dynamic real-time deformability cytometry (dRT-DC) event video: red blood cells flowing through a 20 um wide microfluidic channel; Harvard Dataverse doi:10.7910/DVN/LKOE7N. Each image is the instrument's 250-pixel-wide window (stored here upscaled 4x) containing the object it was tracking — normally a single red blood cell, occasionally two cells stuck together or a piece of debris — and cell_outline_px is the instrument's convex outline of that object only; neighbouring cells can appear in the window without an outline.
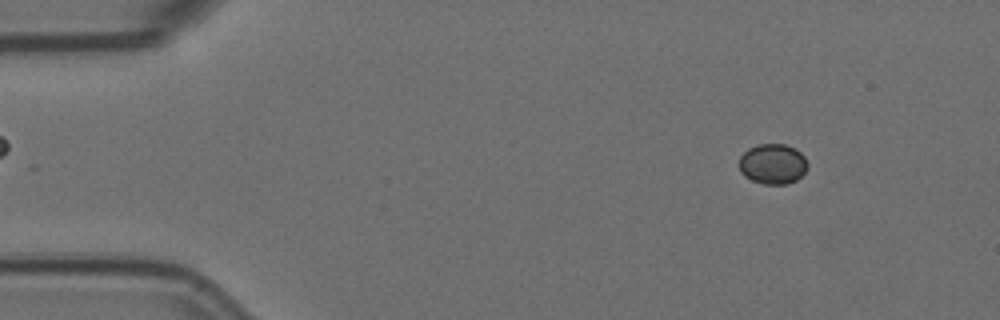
{"species": "Egyptian fruit bat (a non-hibernating species)", "species_latin": "Rousettus aegyptiacus", "temperature_condition": "room temperature", "stored_images_in_passage": 54, "camera_frame_rate_fps": 3000, "um_per_image_px": 0.085, "animal": {"sex": "female"}, "frame": {"image": 1, "passage_image": 4, "time_ms": 1.0, "image_size_px": [1000, 320], "cell_outline_px": [[808, 168], [796, 180], [788, 184], [764, 184], [752, 180], [744, 176], [740, 172], [740, 156], [748, 148], [756, 144], [784, 144], [796, 148], [804, 156], [808, 164]], "centroid_in_image_um": [65.69, 13.93], "position_along_channel_um": 19.3, "area_um2": 16.18}}
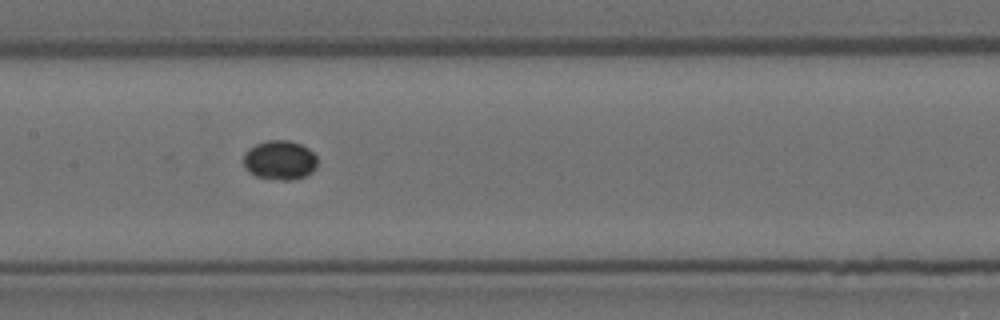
{"frame": {"image": 2, "passage_image": 25, "time_ms": 8.0, "image_size_px": [1000, 320], "cell_outline_px": [[316, 168], [312, 172], [304, 176], [292, 180], [280, 180], [256, 176], [248, 172], [244, 168], [244, 152], [248, 148], [256, 144], [268, 140], [288, 140], [300, 144], [308, 148], [316, 156]], "centroid_in_image_um": [23.76, 13.61], "position_along_channel_um": 183.6, "area_um2": 16.99}}
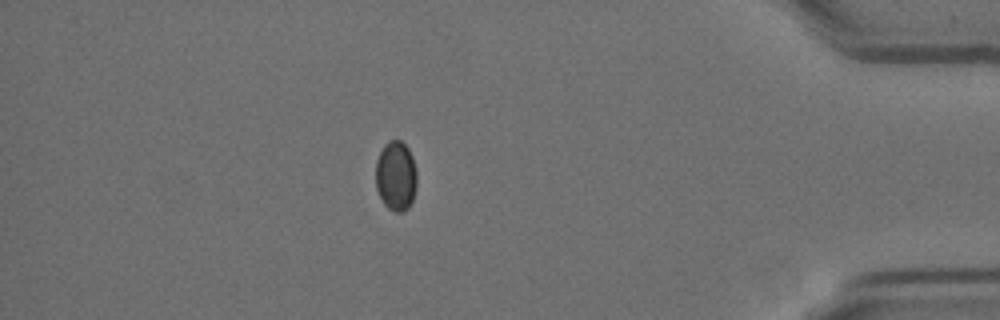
{"frame": {"image": 3, "passage_image": 47, "time_ms": 15.333, "image_size_px": [1000, 320], "cell_outline_px": [[416, 188], [412, 200], [408, 208], [404, 212], [396, 212], [388, 208], [384, 204], [376, 188], [376, 160], [384, 144], [388, 140], [400, 140], [408, 148], [412, 156], [416, 172]], "centroid_in_image_um": [33.64, 14.95], "position_along_channel_um": 401.6, "area_um2": 16.76}}